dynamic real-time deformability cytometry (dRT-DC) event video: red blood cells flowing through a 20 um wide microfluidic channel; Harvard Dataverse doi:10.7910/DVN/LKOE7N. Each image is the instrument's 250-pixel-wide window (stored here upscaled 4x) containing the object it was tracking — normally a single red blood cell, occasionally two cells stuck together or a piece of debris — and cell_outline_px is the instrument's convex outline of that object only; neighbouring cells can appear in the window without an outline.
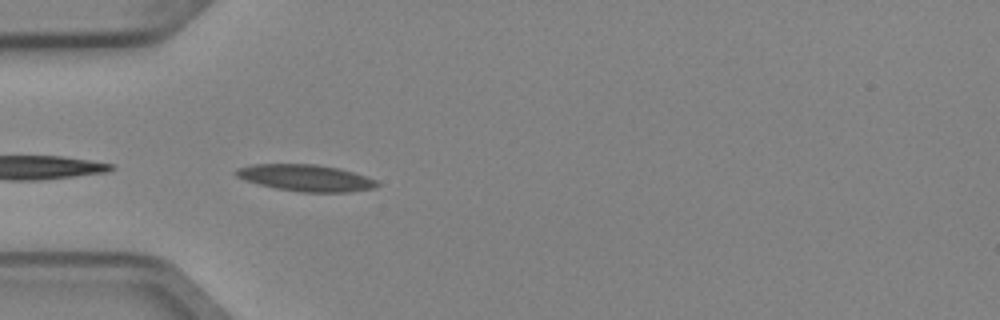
{"species": "Egyptian fruit bat (a non-hibernating species)", "species_latin": "Rousettus aegyptiacus", "temperature_condition": "cold", "stored_images_in_passage": 3, "camera_frame_rate_fps": 3000, "um_per_image_px": 0.085, "animal": {"sex": "female"}, "frame": {"image": 1, "passage_image": 3, "time_ms": 0.667, "image_size_px": [1000, 320], "cell_outline_px": [[380, 184], [376, 188], [348, 192], [300, 192], [276, 188], [244, 180], [236, 176], [232, 172], [236, 168], [252, 164], [316, 164], [340, 168], [376, 180]], "centroid_in_image_um": [25.96, 15.12], "position_along_channel_um": 59.0, "area_um2": 21.96}}